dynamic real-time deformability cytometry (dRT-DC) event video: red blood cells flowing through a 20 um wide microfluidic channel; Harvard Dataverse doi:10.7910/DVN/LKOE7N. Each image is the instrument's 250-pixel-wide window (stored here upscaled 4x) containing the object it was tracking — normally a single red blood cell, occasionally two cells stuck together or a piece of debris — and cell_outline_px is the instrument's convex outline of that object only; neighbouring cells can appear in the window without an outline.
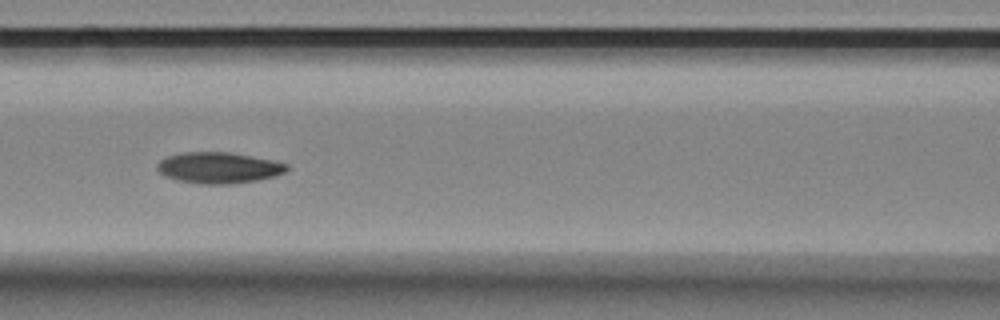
{"species": "Egyptian fruit bat (a non-hibernating species)", "species_latin": "Rousettus aegyptiacus", "temperature_condition": "room temperature", "stored_images_in_passage": 9, "camera_frame_rate_fps": 3000, "um_per_image_px": 0.085, "animal": {"sex": "female"}, "frame": {"image": 1, "passage_image": 6, "time_ms": 1.667, "image_size_px": [1000, 320], "cell_outline_px": [[288, 168], [284, 172], [276, 176], [256, 180], [232, 184], [200, 184], [176, 180], [164, 176], [156, 168], [156, 164], [160, 160], [168, 156], [184, 152], [232, 152], [276, 160], [288, 164]], "centroid_in_image_um": [18.6, 14.25], "position_along_channel_um": 148.0, "area_um2": 23.76}}
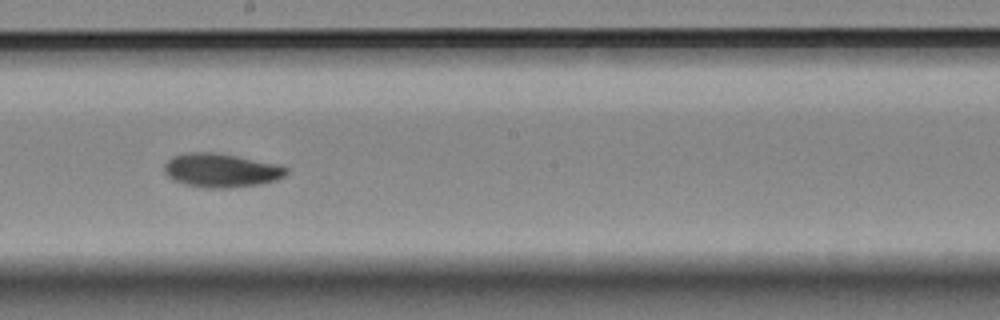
{"frame": {"image": 2, "passage_image": 8, "time_ms": 2.333, "image_size_px": [1000, 320], "cell_outline_px": [[288, 172], [284, 176], [276, 180], [260, 184], [228, 188], [204, 188], [184, 184], [168, 176], [164, 172], [164, 164], [172, 156], [184, 152], [216, 152], [280, 164], [288, 168]], "centroid_in_image_um": [18.8, 14.47], "position_along_channel_um": 229.4, "area_um2": 24.28}}
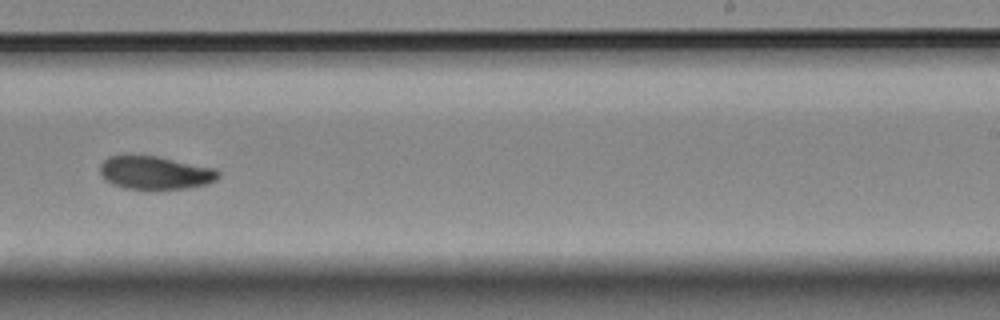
{"frame": {"image": 3, "passage_image": 9, "time_ms": 2.667, "image_size_px": [1000, 320], "cell_outline_px": [[220, 176], [216, 180], [208, 184], [188, 188], [124, 188], [112, 184], [100, 172], [100, 164], [108, 156], [156, 156], [216, 168], [220, 172]], "centroid_in_image_um": [13.24, 14.67], "position_along_channel_um": 275.8, "area_um2": 22.54}}